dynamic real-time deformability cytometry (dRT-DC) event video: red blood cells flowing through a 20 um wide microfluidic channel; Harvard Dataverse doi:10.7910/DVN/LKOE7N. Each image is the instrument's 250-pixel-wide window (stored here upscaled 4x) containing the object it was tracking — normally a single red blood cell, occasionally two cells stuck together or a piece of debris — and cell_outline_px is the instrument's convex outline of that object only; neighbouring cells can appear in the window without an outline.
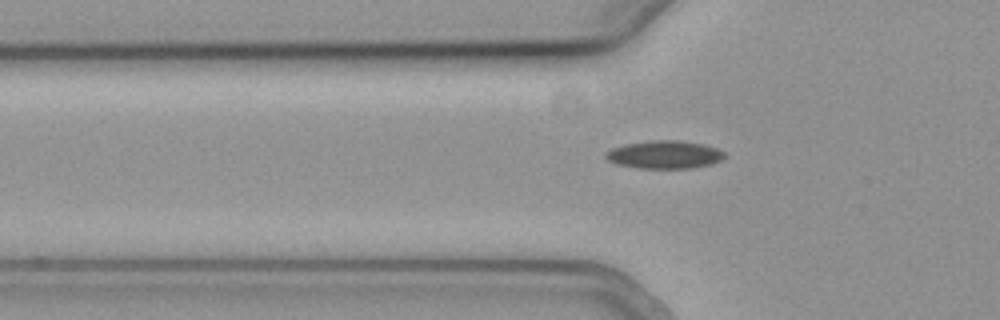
{"species": "common noctule bat (a hibernating species)", "species_latin": "Nyctalus noctula", "temperature_condition": "cold", "stored_images_in_passage": 40, "camera_frame_rate_fps": 3000, "um_per_image_px": 0.085, "animal": {"sex": "female", "body_mass_g": 19.3, "forearm_length_mm": 54.1}, "frame": {"image": 1, "passage_image": 4, "time_ms": 1.0, "image_size_px": [1000, 320], "cell_outline_px": [[724, 156], [720, 160], [712, 164], [692, 168], [640, 168], [616, 164], [608, 160], [604, 156], [604, 152], [612, 148], [624, 144], [652, 140], [680, 140], [704, 144], [716, 148], [724, 152]], "centroid_in_image_um": [56.45, 13.14], "position_along_channel_um": 69.3, "area_um2": 19.42}}
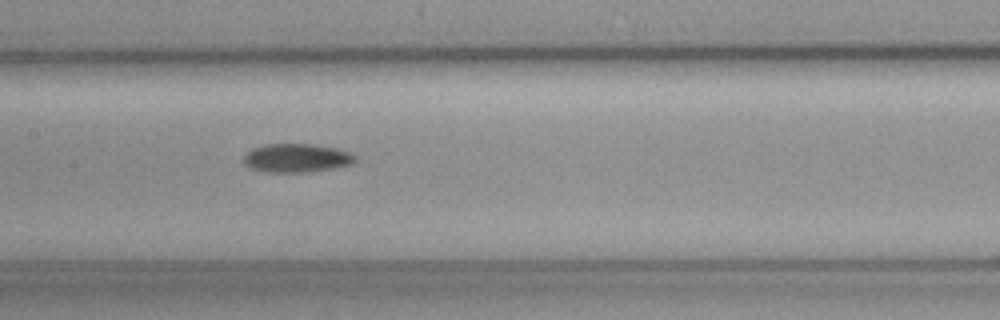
{"frame": {"image": 2, "passage_image": 13, "time_ms": 4.0, "image_size_px": [1000, 320], "cell_outline_px": [[356, 164], [332, 168], [300, 172], [268, 172], [248, 168], [244, 164], [244, 156], [252, 148], [264, 144], [312, 144], [336, 148], [352, 152], [356, 156]], "centroid_in_image_um": [25.23, 13.42], "position_along_channel_um": 182.2, "area_um2": 18.73}}
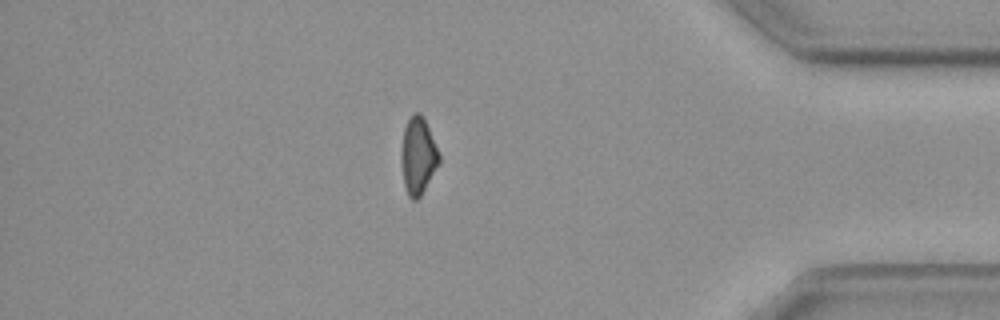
{"frame": {"image": 3, "passage_image": 33, "time_ms": 10.667, "image_size_px": [1000, 320], "cell_outline_px": [[440, 164], [420, 196], [416, 200], [412, 200], [408, 196], [404, 184], [400, 160], [400, 152], [404, 128], [412, 112], [420, 112], [424, 116], [440, 152]], "centroid_in_image_um": [35.54, 13.21], "position_along_channel_um": 399.7, "area_um2": 17.46}}